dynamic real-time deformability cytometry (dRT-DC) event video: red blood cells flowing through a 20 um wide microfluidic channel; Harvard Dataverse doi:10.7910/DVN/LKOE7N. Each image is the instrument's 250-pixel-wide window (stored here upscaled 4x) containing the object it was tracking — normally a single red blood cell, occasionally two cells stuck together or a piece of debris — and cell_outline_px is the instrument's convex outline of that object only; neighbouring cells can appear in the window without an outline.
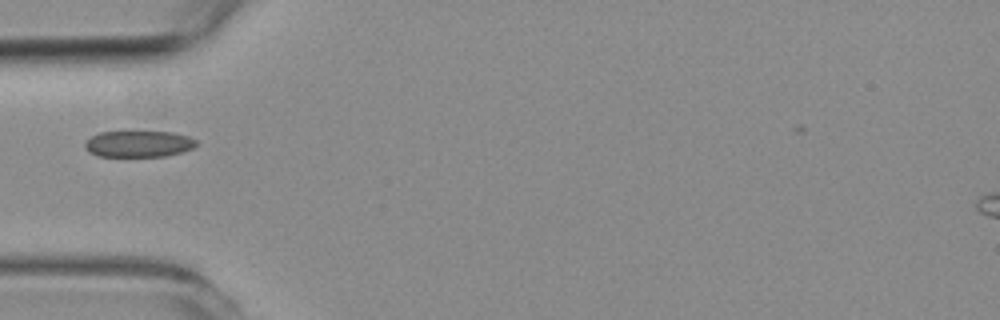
{"species": "common noctule bat (a hibernating species)", "species_latin": "Nyctalus noctula", "temperature_condition": "room temperature", "stored_images_in_passage": 32, "camera_frame_rate_fps": 3000, "um_per_image_px": 0.085, "animal": {"sex": "female", "body_mass_g": 19.3, "forearm_length_mm": 54.1}, "frame": {"image": 1, "passage_image": 2, "time_ms": 0.333, "image_size_px": [1000, 320], "cell_outline_px": [[200, 144], [192, 148], [180, 152], [164, 156], [96, 156], [88, 152], [84, 148], [84, 140], [100, 132], [172, 132], [188, 136], [196, 140]], "centroid_in_image_um": [11.75, 12.23], "position_along_channel_um": 73.3, "area_um2": 17.17}}
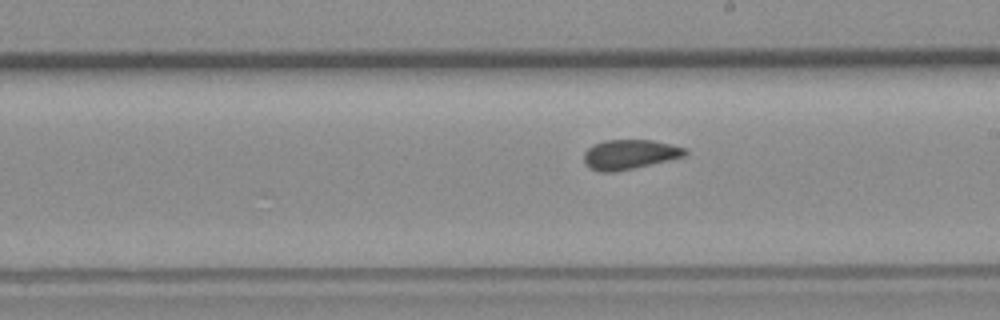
{"frame": {"image": 2, "passage_image": 15, "time_ms": 4.667, "image_size_px": [1000, 320], "cell_outline_px": [[688, 152], [684, 156], [616, 172], [600, 172], [584, 164], [584, 152], [588, 148], [604, 140], [652, 140], [672, 144], [688, 148]], "centroid_in_image_um": [53.53, 13.12], "position_along_channel_um": 235.5, "area_um2": 17.4}}
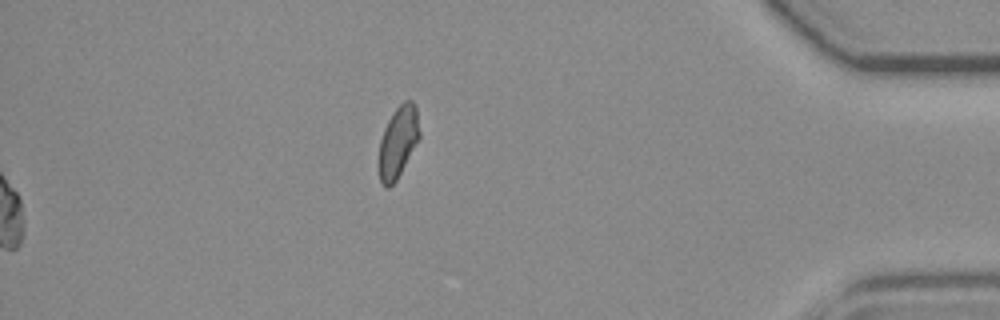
{"frame": {"image": 3, "passage_image": 32, "time_ms": 10.333, "image_size_px": [1000, 320], "cell_outline_px": [[420, 136], [396, 180], [388, 188], [384, 188], [380, 180], [380, 140], [384, 128], [392, 112], [404, 100], [412, 100], [416, 104], [420, 132]], "centroid_in_image_um": [33.85, 12.01], "position_along_channel_um": 401.3, "area_um2": 16.65}, "authors_computed_cell_mechanics": {"area_um2": 17.7157, "velocity_mm_per_s": 3.728, "shape_relaxation_time_tau1_ms": null, "shape_relaxation_time_tau2_ms": 1.1315, "deformation_change_tau1": null, "deformation_change_tau2": 0.0744}}